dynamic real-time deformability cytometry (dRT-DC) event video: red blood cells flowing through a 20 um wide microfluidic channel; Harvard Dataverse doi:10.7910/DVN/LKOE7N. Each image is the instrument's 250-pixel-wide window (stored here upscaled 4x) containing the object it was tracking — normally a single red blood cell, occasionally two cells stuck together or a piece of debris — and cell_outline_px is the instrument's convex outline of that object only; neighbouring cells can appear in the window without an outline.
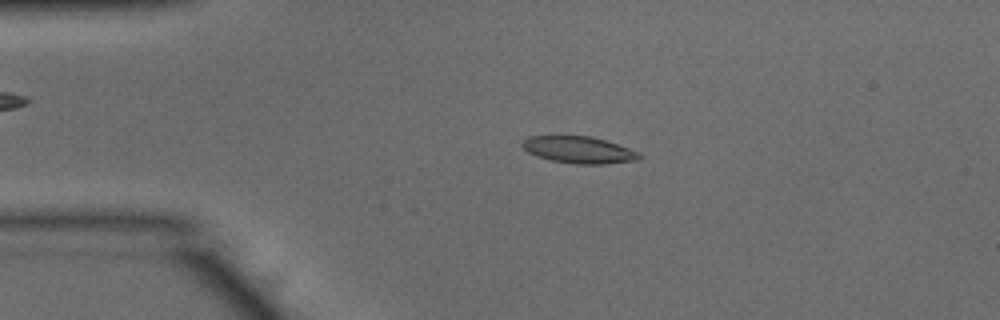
{"species": "common noctule bat (a hibernating species)", "species_latin": "Nyctalus noctula", "temperature_condition": "warm", "stored_images_in_passage": 31, "camera_frame_rate_fps": 3000, "um_per_image_px": 0.085, "animal": {"sex": "male", "body_mass_g": 15.6}, "frame": {"image": 1, "passage_image": 10, "time_ms": 3.0, "image_size_px": [1000, 320], "cell_outline_px": [[640, 160], [604, 164], [576, 164], [552, 160], [536, 156], [528, 152], [520, 144], [528, 136], [592, 136], [640, 152]], "centroid_in_image_um": [49.2, 12.74], "position_along_channel_um": 35.8, "area_um2": 18.21}}
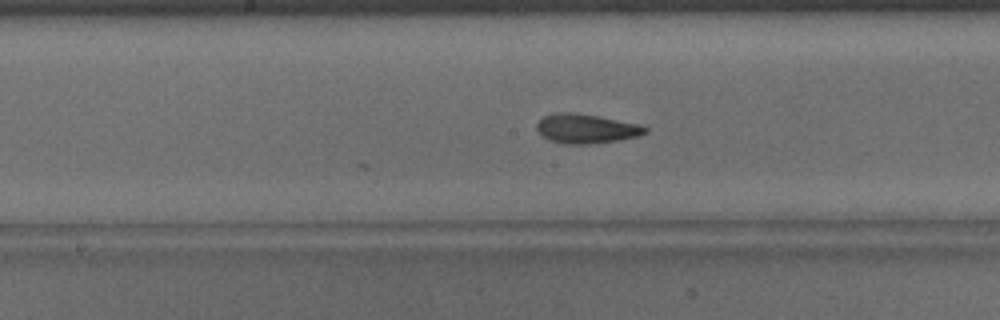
{"frame": {"image": 2, "passage_image": 25, "time_ms": 8.0, "image_size_px": [1000, 320], "cell_outline_px": [[648, 132], [636, 136], [616, 140], [588, 144], [564, 144], [552, 140], [544, 136], [536, 128], [536, 124], [544, 116], [556, 112], [572, 112], [600, 116], [640, 124], [648, 128]], "centroid_in_image_um": [49.84, 10.92], "position_along_channel_um": 198.4, "area_um2": 18.38}}
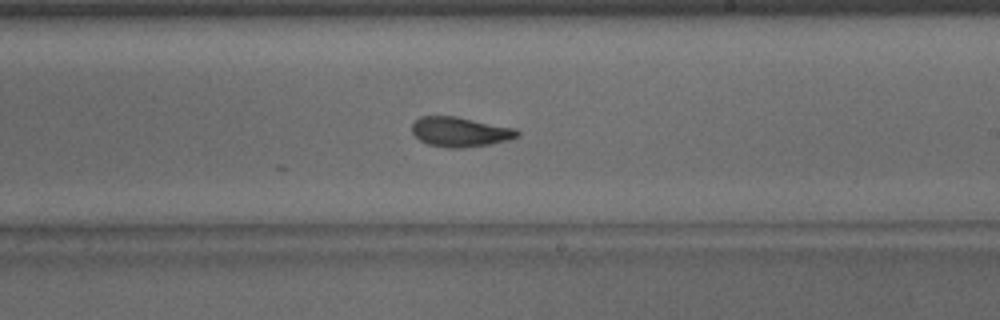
{"frame": {"image": 3, "passage_image": 29, "time_ms": 9.333, "image_size_px": [1000, 320], "cell_outline_px": [[520, 132], [516, 136], [508, 140], [488, 144], [464, 148], [448, 148], [428, 144], [420, 140], [412, 132], [412, 124], [420, 116], [456, 116], [516, 128]], "centroid_in_image_um": [39.1, 11.2], "position_along_channel_um": 249.9, "area_um2": 18.21}}